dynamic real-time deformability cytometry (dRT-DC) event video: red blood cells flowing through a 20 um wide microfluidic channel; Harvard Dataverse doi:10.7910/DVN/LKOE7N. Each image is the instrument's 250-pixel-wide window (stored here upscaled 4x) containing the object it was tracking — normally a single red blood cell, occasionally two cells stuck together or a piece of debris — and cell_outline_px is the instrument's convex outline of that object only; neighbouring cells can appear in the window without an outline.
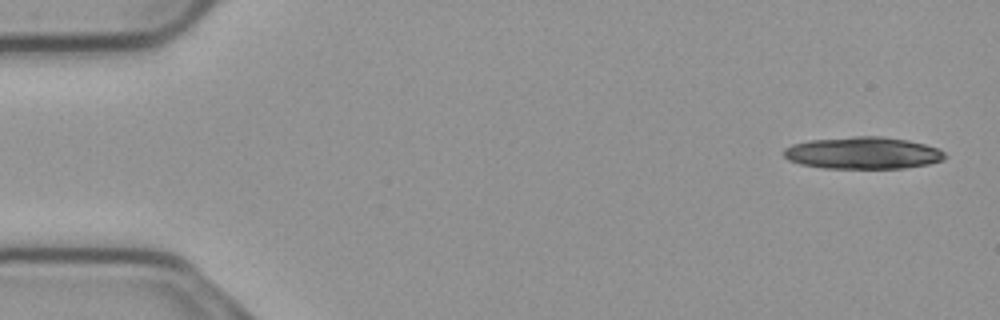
{"species": "common noctule bat (a hibernating species)", "species_latin": "Nyctalus noctula", "temperature_condition": "cold", "stored_images_in_passage": 19, "camera_frame_rate_fps": 3000, "um_per_image_px": 0.085, "animal": {"sex": "male", "body_mass_g": 23.1, "forearm_length_mm": 52.7}, "frame": {"image": 1, "passage_image": 1, "time_ms": 0.0, "image_size_px": [1000, 320], "cell_outline_px": [[948, 156], [944, 160], [928, 164], [904, 168], [824, 168], [800, 164], [788, 160], [784, 156], [784, 148], [792, 144], [808, 140], [852, 136], [880, 136], [908, 140], [924, 144], [936, 148], [944, 152]], "centroid_in_image_um": [73.34, 13.0], "position_along_channel_um": 11.7, "area_um2": 30.23}}